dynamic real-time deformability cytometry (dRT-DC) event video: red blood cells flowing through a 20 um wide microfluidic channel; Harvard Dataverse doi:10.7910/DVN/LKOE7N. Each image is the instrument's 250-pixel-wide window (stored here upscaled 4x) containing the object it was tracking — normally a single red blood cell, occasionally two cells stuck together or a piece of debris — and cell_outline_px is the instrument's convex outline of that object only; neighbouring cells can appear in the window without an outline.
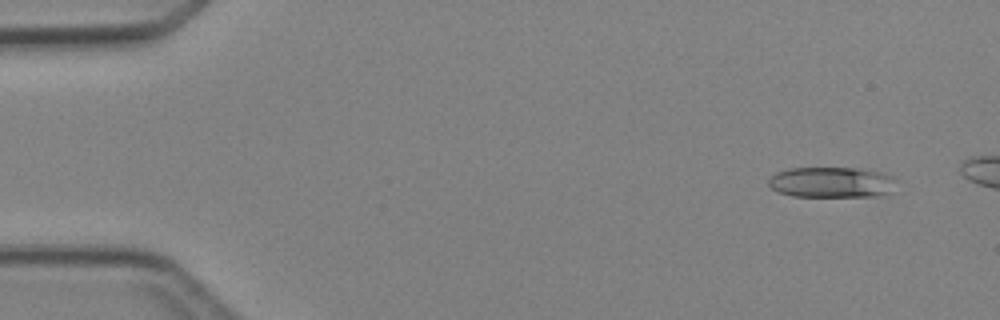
{"species": "Egyptian fruit bat (a non-hibernating species)", "species_latin": "Rousettus aegyptiacus", "temperature_condition": "cold", "stored_images_in_passage": 4, "camera_frame_rate_fps": 3000, "um_per_image_px": 0.085, "animal": {"sex": "female"}, "frame": {"image": 1, "passage_image": 1, "time_ms": 0.0, "image_size_px": [1000, 320], "cell_outline_px": [[896, 180], [892, 192], [880, 196], [792, 196], [780, 192], [772, 188], [768, 184], [768, 180], [776, 172], [788, 168], [860, 168], [880, 172], [892, 176]], "centroid_in_image_um": [70.71, 15.49], "position_along_channel_um": 14.3, "area_um2": 22.89}}